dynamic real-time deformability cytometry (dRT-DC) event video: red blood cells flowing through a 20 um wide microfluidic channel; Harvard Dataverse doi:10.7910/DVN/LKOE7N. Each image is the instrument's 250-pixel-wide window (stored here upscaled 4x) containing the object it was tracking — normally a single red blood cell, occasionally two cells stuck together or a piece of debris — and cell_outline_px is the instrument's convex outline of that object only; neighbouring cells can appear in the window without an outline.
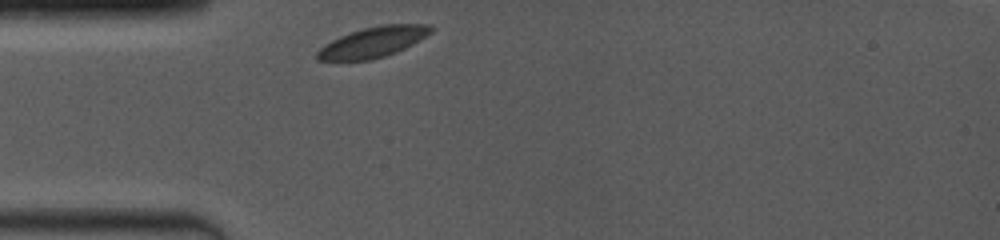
{"species": "common noctule bat (a hibernating species)", "species_latin": "Nyctalus noctula", "temperature_condition": "room temperature", "stored_images_in_passage": 19, "camera_frame_rate_fps": 4000, "um_per_image_px": 0.085, "animal": {"sex": "female", "body_mass_g": 19.0, "forearm_length_mm": 53.3}, "frame": {"image": 1, "passage_image": 1, "time_ms": 0.0, "image_size_px": [1000, 240], "cell_outline_px": [[432, 32], [412, 44], [396, 52], [384, 56], [368, 60], [316, 60], [316, 52], [324, 44], [340, 36], [364, 28], [384, 24], [432, 24]], "centroid_in_image_um": [31.71, 3.57], "position_along_channel_um": 53.3, "area_um2": 19.94}}
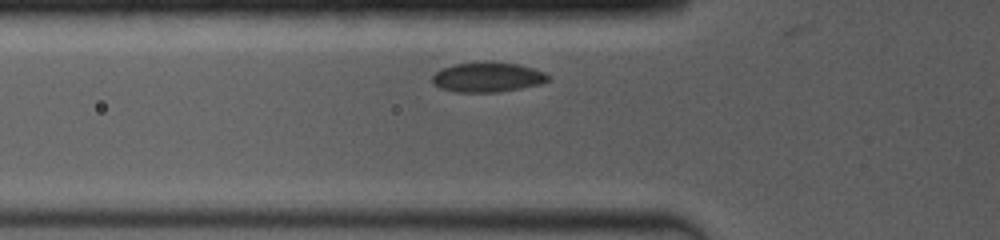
{"frame": {"image": 2, "passage_image": 5, "time_ms": 1.0, "image_size_px": [1000, 240], "cell_outline_px": [[552, 80], [544, 84], [496, 92], [456, 92], [440, 88], [432, 80], [432, 76], [436, 72], [452, 64], [484, 60], [492, 60], [520, 64], [544, 72]], "centroid_in_image_um": [41.49, 6.53], "position_along_channel_um": 84.3, "area_um2": 20.58}}
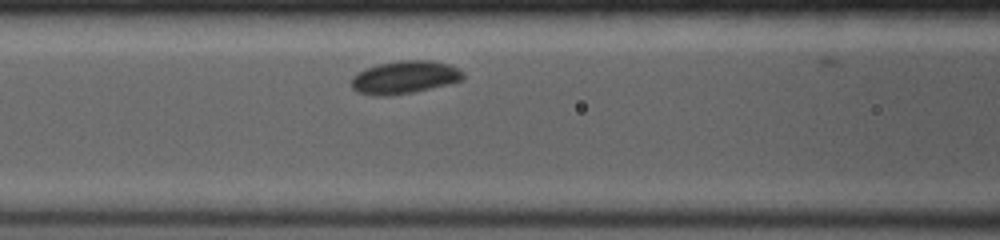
{"frame": {"image": 3, "passage_image": 12, "time_ms": 2.25, "image_size_px": [1000, 240], "cell_outline_px": [[464, 80], [448, 84], [412, 92], [384, 96], [372, 96], [356, 92], [352, 88], [352, 76], [364, 68], [380, 64], [400, 60], [428, 60], [448, 64], [464, 72]], "centroid_in_image_um": [34.37, 6.57], "position_along_channel_um": 132.2, "area_um2": 21.39}}